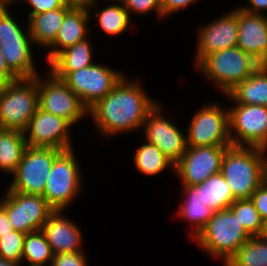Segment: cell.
I'll return each instance as SVG.
<instances>
[{"label": "cell", "instance_id": "obj_1", "mask_svg": "<svg viewBox=\"0 0 267 266\" xmlns=\"http://www.w3.org/2000/svg\"><path fill=\"white\" fill-rule=\"evenodd\" d=\"M158 102L137 77L131 79L125 74L109 94L88 110V118L95 132L111 140L126 132H141L147 115Z\"/></svg>", "mask_w": 267, "mask_h": 266}, {"label": "cell", "instance_id": "obj_2", "mask_svg": "<svg viewBox=\"0 0 267 266\" xmlns=\"http://www.w3.org/2000/svg\"><path fill=\"white\" fill-rule=\"evenodd\" d=\"M11 6L13 4L0 0V46L3 57L18 78H34L40 74L34 55L38 51H35L27 20H22L26 24H21L18 17L11 13Z\"/></svg>", "mask_w": 267, "mask_h": 266}, {"label": "cell", "instance_id": "obj_3", "mask_svg": "<svg viewBox=\"0 0 267 266\" xmlns=\"http://www.w3.org/2000/svg\"><path fill=\"white\" fill-rule=\"evenodd\" d=\"M267 150L258 147L229 146L223 156L221 174L235 200L250 199L266 179Z\"/></svg>", "mask_w": 267, "mask_h": 266}, {"label": "cell", "instance_id": "obj_4", "mask_svg": "<svg viewBox=\"0 0 267 266\" xmlns=\"http://www.w3.org/2000/svg\"><path fill=\"white\" fill-rule=\"evenodd\" d=\"M252 56L240 47L228 48L208 54L193 70L215 86L222 96L252 75L259 67Z\"/></svg>", "mask_w": 267, "mask_h": 266}, {"label": "cell", "instance_id": "obj_5", "mask_svg": "<svg viewBox=\"0 0 267 266\" xmlns=\"http://www.w3.org/2000/svg\"><path fill=\"white\" fill-rule=\"evenodd\" d=\"M250 237L235 214L225 209L215 212L192 242L208 257L223 261L224 266Z\"/></svg>", "mask_w": 267, "mask_h": 266}, {"label": "cell", "instance_id": "obj_6", "mask_svg": "<svg viewBox=\"0 0 267 266\" xmlns=\"http://www.w3.org/2000/svg\"><path fill=\"white\" fill-rule=\"evenodd\" d=\"M76 153L75 148L61 151L47 177L42 196L54 211H67L84 190L83 169Z\"/></svg>", "mask_w": 267, "mask_h": 266}, {"label": "cell", "instance_id": "obj_7", "mask_svg": "<svg viewBox=\"0 0 267 266\" xmlns=\"http://www.w3.org/2000/svg\"><path fill=\"white\" fill-rule=\"evenodd\" d=\"M38 107V75L19 78L0 87V124L3 130L23 132Z\"/></svg>", "mask_w": 267, "mask_h": 266}, {"label": "cell", "instance_id": "obj_8", "mask_svg": "<svg viewBox=\"0 0 267 266\" xmlns=\"http://www.w3.org/2000/svg\"><path fill=\"white\" fill-rule=\"evenodd\" d=\"M198 108L186 123L187 146H231L228 106L209 99Z\"/></svg>", "mask_w": 267, "mask_h": 266}, {"label": "cell", "instance_id": "obj_9", "mask_svg": "<svg viewBox=\"0 0 267 266\" xmlns=\"http://www.w3.org/2000/svg\"><path fill=\"white\" fill-rule=\"evenodd\" d=\"M52 73L67 84L88 110L109 94L125 75L122 70L99 61L77 71Z\"/></svg>", "mask_w": 267, "mask_h": 266}, {"label": "cell", "instance_id": "obj_10", "mask_svg": "<svg viewBox=\"0 0 267 266\" xmlns=\"http://www.w3.org/2000/svg\"><path fill=\"white\" fill-rule=\"evenodd\" d=\"M45 69V70H44ZM38 75V106L55 116H60L77 126L87 120L88 109L80 98L61 79L50 72L47 67ZM44 75V76H43Z\"/></svg>", "mask_w": 267, "mask_h": 266}, {"label": "cell", "instance_id": "obj_11", "mask_svg": "<svg viewBox=\"0 0 267 266\" xmlns=\"http://www.w3.org/2000/svg\"><path fill=\"white\" fill-rule=\"evenodd\" d=\"M62 150L27 146L15 172L9 176L12 181L6 189L29 195H43L47 177L56 156Z\"/></svg>", "mask_w": 267, "mask_h": 266}, {"label": "cell", "instance_id": "obj_12", "mask_svg": "<svg viewBox=\"0 0 267 266\" xmlns=\"http://www.w3.org/2000/svg\"><path fill=\"white\" fill-rule=\"evenodd\" d=\"M161 101L149 112L141 129L143 140L156 145L175 165L187 149L186 130L171 121ZM167 113V114H165ZM183 130V131H182Z\"/></svg>", "mask_w": 267, "mask_h": 266}, {"label": "cell", "instance_id": "obj_13", "mask_svg": "<svg viewBox=\"0 0 267 266\" xmlns=\"http://www.w3.org/2000/svg\"><path fill=\"white\" fill-rule=\"evenodd\" d=\"M228 109L232 145L267 150V107L258 104H232Z\"/></svg>", "mask_w": 267, "mask_h": 266}, {"label": "cell", "instance_id": "obj_14", "mask_svg": "<svg viewBox=\"0 0 267 266\" xmlns=\"http://www.w3.org/2000/svg\"><path fill=\"white\" fill-rule=\"evenodd\" d=\"M0 205L13 230L25 234L40 231L49 215L54 211L41 195H29L3 188Z\"/></svg>", "mask_w": 267, "mask_h": 266}, {"label": "cell", "instance_id": "obj_15", "mask_svg": "<svg viewBox=\"0 0 267 266\" xmlns=\"http://www.w3.org/2000/svg\"><path fill=\"white\" fill-rule=\"evenodd\" d=\"M73 127L63 117L47 113L38 107L23 133L28 146L63 151L75 148L72 141Z\"/></svg>", "mask_w": 267, "mask_h": 266}, {"label": "cell", "instance_id": "obj_16", "mask_svg": "<svg viewBox=\"0 0 267 266\" xmlns=\"http://www.w3.org/2000/svg\"><path fill=\"white\" fill-rule=\"evenodd\" d=\"M211 22L199 24L193 57L194 68L208 55L237 46L238 14L229 9Z\"/></svg>", "mask_w": 267, "mask_h": 266}, {"label": "cell", "instance_id": "obj_17", "mask_svg": "<svg viewBox=\"0 0 267 266\" xmlns=\"http://www.w3.org/2000/svg\"><path fill=\"white\" fill-rule=\"evenodd\" d=\"M229 146L189 147L174 165L181 185H197L221 172L224 153Z\"/></svg>", "mask_w": 267, "mask_h": 266}, {"label": "cell", "instance_id": "obj_18", "mask_svg": "<svg viewBox=\"0 0 267 266\" xmlns=\"http://www.w3.org/2000/svg\"><path fill=\"white\" fill-rule=\"evenodd\" d=\"M238 14L237 47L261 65H267V16L232 8Z\"/></svg>", "mask_w": 267, "mask_h": 266}, {"label": "cell", "instance_id": "obj_19", "mask_svg": "<svg viewBox=\"0 0 267 266\" xmlns=\"http://www.w3.org/2000/svg\"><path fill=\"white\" fill-rule=\"evenodd\" d=\"M66 211H53L43 224L44 233L55 254L85 251L83 232L76 220L70 219ZM84 242V243H83Z\"/></svg>", "mask_w": 267, "mask_h": 266}, {"label": "cell", "instance_id": "obj_20", "mask_svg": "<svg viewBox=\"0 0 267 266\" xmlns=\"http://www.w3.org/2000/svg\"><path fill=\"white\" fill-rule=\"evenodd\" d=\"M90 23L87 5H73L64 15L55 41L46 49L43 63L47 65L59 52L89 37Z\"/></svg>", "mask_w": 267, "mask_h": 266}, {"label": "cell", "instance_id": "obj_21", "mask_svg": "<svg viewBox=\"0 0 267 266\" xmlns=\"http://www.w3.org/2000/svg\"><path fill=\"white\" fill-rule=\"evenodd\" d=\"M100 1H103L102 5L104 6L100 7ZM87 8L91 21L93 19L97 23L96 25L104 35L117 38V36L120 37L127 33L131 27L133 16H130L122 2L90 0Z\"/></svg>", "mask_w": 267, "mask_h": 266}, {"label": "cell", "instance_id": "obj_22", "mask_svg": "<svg viewBox=\"0 0 267 266\" xmlns=\"http://www.w3.org/2000/svg\"><path fill=\"white\" fill-rule=\"evenodd\" d=\"M183 199H198L215 212L229 209L235 201L233 193L221 173L211 175L197 185H181Z\"/></svg>", "mask_w": 267, "mask_h": 266}, {"label": "cell", "instance_id": "obj_23", "mask_svg": "<svg viewBox=\"0 0 267 266\" xmlns=\"http://www.w3.org/2000/svg\"><path fill=\"white\" fill-rule=\"evenodd\" d=\"M224 97L233 104H258L267 107V65H260L252 75L237 84Z\"/></svg>", "mask_w": 267, "mask_h": 266}, {"label": "cell", "instance_id": "obj_24", "mask_svg": "<svg viewBox=\"0 0 267 266\" xmlns=\"http://www.w3.org/2000/svg\"><path fill=\"white\" fill-rule=\"evenodd\" d=\"M72 6L67 4L63 8L32 15L27 20L31 38L39 50L41 48L43 50L47 49L55 41L63 23L64 15Z\"/></svg>", "mask_w": 267, "mask_h": 266}, {"label": "cell", "instance_id": "obj_25", "mask_svg": "<svg viewBox=\"0 0 267 266\" xmlns=\"http://www.w3.org/2000/svg\"><path fill=\"white\" fill-rule=\"evenodd\" d=\"M89 37L59 52L47 65L50 72H71L91 66L97 60ZM95 52V54H94ZM96 58V59H95Z\"/></svg>", "mask_w": 267, "mask_h": 266}, {"label": "cell", "instance_id": "obj_26", "mask_svg": "<svg viewBox=\"0 0 267 266\" xmlns=\"http://www.w3.org/2000/svg\"><path fill=\"white\" fill-rule=\"evenodd\" d=\"M142 144L138 145L133 155V164L136 171L146 176H160L166 171L174 174V164L156 146L142 139Z\"/></svg>", "mask_w": 267, "mask_h": 266}, {"label": "cell", "instance_id": "obj_27", "mask_svg": "<svg viewBox=\"0 0 267 266\" xmlns=\"http://www.w3.org/2000/svg\"><path fill=\"white\" fill-rule=\"evenodd\" d=\"M27 142L18 130H2L0 133V173L12 175L22 160Z\"/></svg>", "mask_w": 267, "mask_h": 266}, {"label": "cell", "instance_id": "obj_28", "mask_svg": "<svg viewBox=\"0 0 267 266\" xmlns=\"http://www.w3.org/2000/svg\"><path fill=\"white\" fill-rule=\"evenodd\" d=\"M176 208L175 216L180 218V221L189 223L187 230L189 241H193L197 235L204 229L209 219L213 216L215 211L199 201L198 199H182Z\"/></svg>", "mask_w": 267, "mask_h": 266}, {"label": "cell", "instance_id": "obj_29", "mask_svg": "<svg viewBox=\"0 0 267 266\" xmlns=\"http://www.w3.org/2000/svg\"><path fill=\"white\" fill-rule=\"evenodd\" d=\"M54 253L44 233L35 231L24 237L22 265L51 266Z\"/></svg>", "mask_w": 267, "mask_h": 266}, {"label": "cell", "instance_id": "obj_30", "mask_svg": "<svg viewBox=\"0 0 267 266\" xmlns=\"http://www.w3.org/2000/svg\"><path fill=\"white\" fill-rule=\"evenodd\" d=\"M224 266H267V239L251 236Z\"/></svg>", "mask_w": 267, "mask_h": 266}, {"label": "cell", "instance_id": "obj_31", "mask_svg": "<svg viewBox=\"0 0 267 266\" xmlns=\"http://www.w3.org/2000/svg\"><path fill=\"white\" fill-rule=\"evenodd\" d=\"M229 209L235 214L240 224L251 236L262 235L264 221L260 218L251 199L235 200Z\"/></svg>", "mask_w": 267, "mask_h": 266}, {"label": "cell", "instance_id": "obj_32", "mask_svg": "<svg viewBox=\"0 0 267 266\" xmlns=\"http://www.w3.org/2000/svg\"><path fill=\"white\" fill-rule=\"evenodd\" d=\"M25 233L12 230L0 237V257L5 260L20 263L22 265V254Z\"/></svg>", "mask_w": 267, "mask_h": 266}, {"label": "cell", "instance_id": "obj_33", "mask_svg": "<svg viewBox=\"0 0 267 266\" xmlns=\"http://www.w3.org/2000/svg\"><path fill=\"white\" fill-rule=\"evenodd\" d=\"M123 6L129 11L130 16L147 15L155 12L158 20H162L161 0H123Z\"/></svg>", "mask_w": 267, "mask_h": 266}, {"label": "cell", "instance_id": "obj_34", "mask_svg": "<svg viewBox=\"0 0 267 266\" xmlns=\"http://www.w3.org/2000/svg\"><path fill=\"white\" fill-rule=\"evenodd\" d=\"M16 3L24 5L26 4L28 9V14L26 15L28 20L32 15H38L41 13H45L49 10H56L59 8H63L67 5L65 0H16L13 4V7Z\"/></svg>", "mask_w": 267, "mask_h": 266}, {"label": "cell", "instance_id": "obj_35", "mask_svg": "<svg viewBox=\"0 0 267 266\" xmlns=\"http://www.w3.org/2000/svg\"><path fill=\"white\" fill-rule=\"evenodd\" d=\"M86 251L55 254L51 266H89V256Z\"/></svg>", "mask_w": 267, "mask_h": 266}, {"label": "cell", "instance_id": "obj_36", "mask_svg": "<svg viewBox=\"0 0 267 266\" xmlns=\"http://www.w3.org/2000/svg\"><path fill=\"white\" fill-rule=\"evenodd\" d=\"M200 0H161L162 7V20L170 16L177 15V12L187 10L190 6H193L195 3Z\"/></svg>", "mask_w": 267, "mask_h": 266}, {"label": "cell", "instance_id": "obj_37", "mask_svg": "<svg viewBox=\"0 0 267 266\" xmlns=\"http://www.w3.org/2000/svg\"><path fill=\"white\" fill-rule=\"evenodd\" d=\"M250 199L254 203L260 218L264 222L267 221V179L257 188Z\"/></svg>", "mask_w": 267, "mask_h": 266}, {"label": "cell", "instance_id": "obj_38", "mask_svg": "<svg viewBox=\"0 0 267 266\" xmlns=\"http://www.w3.org/2000/svg\"><path fill=\"white\" fill-rule=\"evenodd\" d=\"M247 4H239V7L246 12L266 15L267 16V0H246Z\"/></svg>", "mask_w": 267, "mask_h": 266}, {"label": "cell", "instance_id": "obj_39", "mask_svg": "<svg viewBox=\"0 0 267 266\" xmlns=\"http://www.w3.org/2000/svg\"><path fill=\"white\" fill-rule=\"evenodd\" d=\"M18 79L19 78L8 68L0 46V87Z\"/></svg>", "mask_w": 267, "mask_h": 266}, {"label": "cell", "instance_id": "obj_40", "mask_svg": "<svg viewBox=\"0 0 267 266\" xmlns=\"http://www.w3.org/2000/svg\"><path fill=\"white\" fill-rule=\"evenodd\" d=\"M13 230L6 215V210L0 205V237Z\"/></svg>", "mask_w": 267, "mask_h": 266}, {"label": "cell", "instance_id": "obj_41", "mask_svg": "<svg viewBox=\"0 0 267 266\" xmlns=\"http://www.w3.org/2000/svg\"><path fill=\"white\" fill-rule=\"evenodd\" d=\"M0 266H22V265L20 263L5 260L2 257H0Z\"/></svg>", "mask_w": 267, "mask_h": 266}, {"label": "cell", "instance_id": "obj_42", "mask_svg": "<svg viewBox=\"0 0 267 266\" xmlns=\"http://www.w3.org/2000/svg\"><path fill=\"white\" fill-rule=\"evenodd\" d=\"M90 0H65L67 4L71 5H87Z\"/></svg>", "mask_w": 267, "mask_h": 266}, {"label": "cell", "instance_id": "obj_43", "mask_svg": "<svg viewBox=\"0 0 267 266\" xmlns=\"http://www.w3.org/2000/svg\"><path fill=\"white\" fill-rule=\"evenodd\" d=\"M262 236L267 239V221L264 222V229L262 232Z\"/></svg>", "mask_w": 267, "mask_h": 266}, {"label": "cell", "instance_id": "obj_44", "mask_svg": "<svg viewBox=\"0 0 267 266\" xmlns=\"http://www.w3.org/2000/svg\"><path fill=\"white\" fill-rule=\"evenodd\" d=\"M2 1L7 2V3L14 4V2H15L16 0H2Z\"/></svg>", "mask_w": 267, "mask_h": 266}, {"label": "cell", "instance_id": "obj_45", "mask_svg": "<svg viewBox=\"0 0 267 266\" xmlns=\"http://www.w3.org/2000/svg\"><path fill=\"white\" fill-rule=\"evenodd\" d=\"M109 1L123 2V0H109Z\"/></svg>", "mask_w": 267, "mask_h": 266}, {"label": "cell", "instance_id": "obj_46", "mask_svg": "<svg viewBox=\"0 0 267 266\" xmlns=\"http://www.w3.org/2000/svg\"><path fill=\"white\" fill-rule=\"evenodd\" d=\"M2 130H3V128H2V126H1V124H0V133L2 132Z\"/></svg>", "mask_w": 267, "mask_h": 266}]
</instances>
